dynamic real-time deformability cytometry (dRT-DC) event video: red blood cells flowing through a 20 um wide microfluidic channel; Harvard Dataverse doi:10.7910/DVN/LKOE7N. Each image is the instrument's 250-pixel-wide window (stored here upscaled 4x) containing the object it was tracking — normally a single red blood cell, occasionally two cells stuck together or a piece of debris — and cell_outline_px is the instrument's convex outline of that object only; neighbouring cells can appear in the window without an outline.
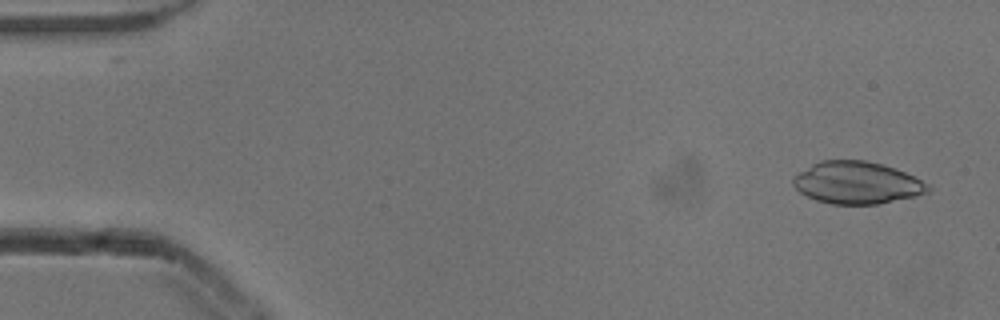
{"species": "common noctule bat (a hibernating species)", "species_latin": "Nyctalus noctula", "temperature_condition": "cold", "stored_images_in_passage": 15, "camera_frame_rate_fps": 3000, "um_per_image_px": 0.085, "animal": {"sex": "male", "body_mass_g": 13.3}, "frame": {"image": 1, "passage_image": 3, "time_ms": 0.667, "image_size_px": [1000, 320], "cell_outline_px": [[932, 188], [928, 192], [916, 196], [880, 204], [832, 204], [816, 200], [800, 192], [792, 184], [792, 180], [800, 172], [812, 164], [820, 160], [864, 160], [884, 164], [896, 168], [928, 184]], "centroid_in_image_um": [72.86, 15.53], "position_along_channel_um": 12.1, "area_um2": 33.12}}